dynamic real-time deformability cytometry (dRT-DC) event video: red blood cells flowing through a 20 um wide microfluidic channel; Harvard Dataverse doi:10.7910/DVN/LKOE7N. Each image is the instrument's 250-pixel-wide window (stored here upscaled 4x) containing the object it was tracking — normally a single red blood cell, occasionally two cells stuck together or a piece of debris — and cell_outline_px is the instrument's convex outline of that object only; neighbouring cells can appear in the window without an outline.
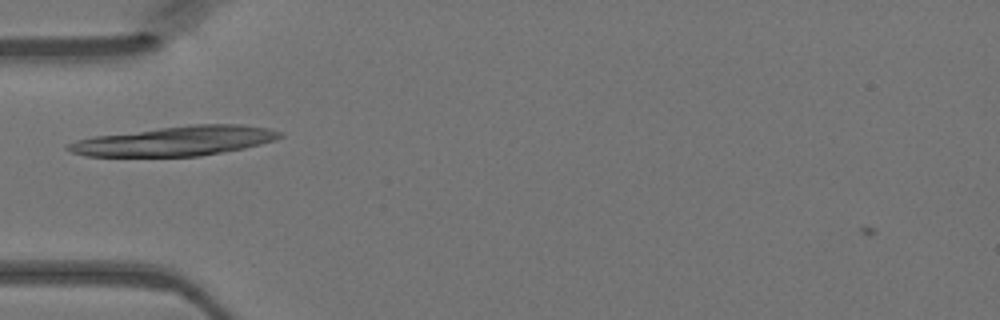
{"species": "Egyptian fruit bat (a non-hibernating species)", "species_latin": "Rousettus aegyptiacus", "temperature_condition": "warm", "stored_images_in_passage": 12, "camera_frame_rate_fps": 3000, "um_per_image_px": 0.085, "animal": {"sex": "female"}, "frame": {"image": 1, "passage_image": 4, "time_ms": 1.0, "image_size_px": [1000, 320], "cell_outline_px": [[284, 136], [276, 140], [244, 148], [200, 156], [84, 156], [72, 152], [64, 148], [64, 144], [76, 140], [96, 136], [192, 124], [240, 124], [268, 128], [280, 132]], "centroid_in_image_um": [14.89, 11.99], "position_along_channel_um": 70.1, "area_um2": 36.3}}
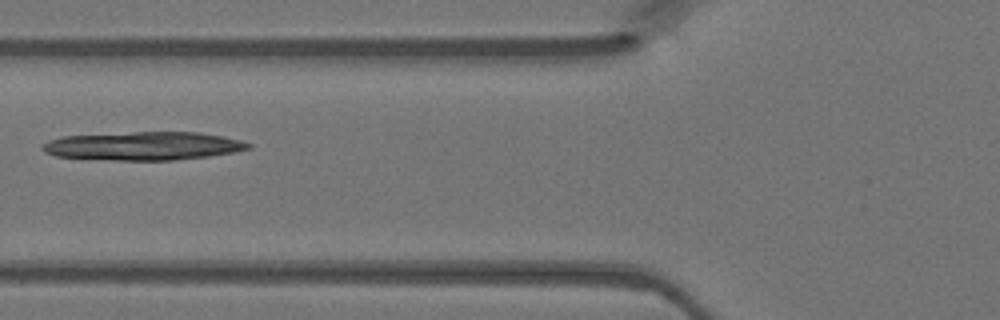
{"frame": {"image": 2, "passage_image": 7, "time_ms": 2.0, "image_size_px": [1000, 320], "cell_outline_px": [[252, 148], [236, 152], [208, 156], [172, 160], [112, 160], [56, 156], [44, 152], [40, 148], [48, 140], [64, 136], [132, 132], [196, 132], [224, 136], [240, 140], [252, 144]], "centroid_in_image_um": [12.21, 12.4], "position_along_channel_um": 113.6, "area_um2": 34.04}}